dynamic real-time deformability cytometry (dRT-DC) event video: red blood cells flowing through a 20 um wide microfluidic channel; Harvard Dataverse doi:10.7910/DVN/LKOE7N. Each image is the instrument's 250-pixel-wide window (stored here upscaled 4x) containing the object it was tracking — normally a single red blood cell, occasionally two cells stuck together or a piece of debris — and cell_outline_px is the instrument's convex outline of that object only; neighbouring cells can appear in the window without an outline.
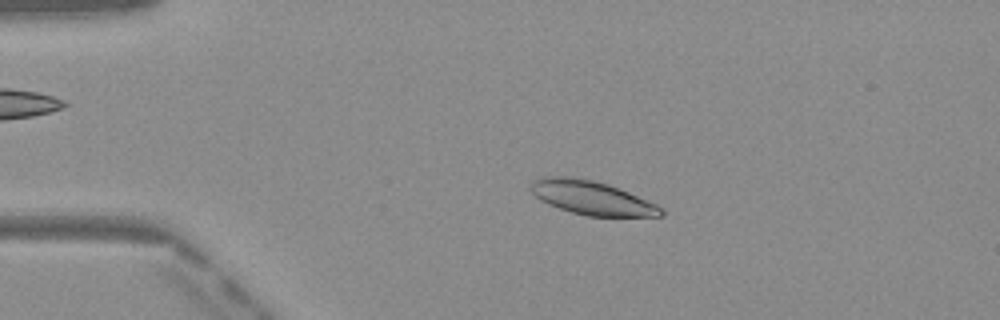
{"species": "Egyptian fruit bat (a non-hibernating species)", "species_latin": "Rousettus aegyptiacus", "temperature_condition": "warm", "stored_images_in_passage": 49, "camera_frame_rate_fps": 3000, "um_per_image_px": 0.085, "frame": {"image": 1, "passage_image": 10, "time_ms": 3.0, "image_size_px": [1000, 320], "cell_outline_px": [[664, 216], [588, 216], [572, 212], [548, 204], [540, 200], [528, 188], [532, 180], [544, 176], [568, 176], [592, 180], [608, 184], [628, 192], [656, 204], [664, 208]], "centroid_in_image_um": [50.27, 16.8], "position_along_channel_um": 34.7, "area_um2": 25.61}}
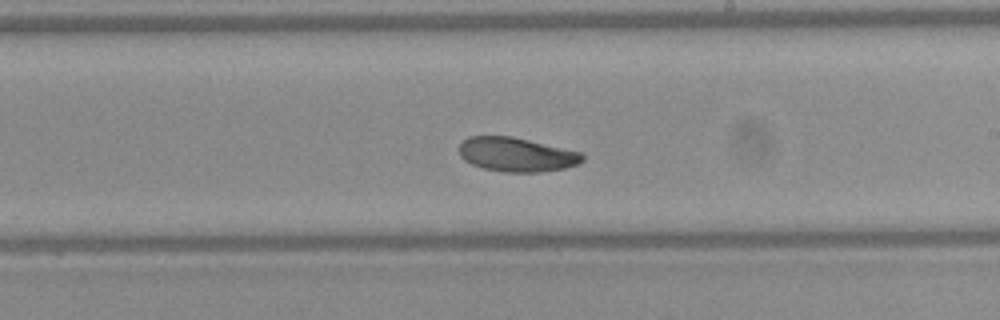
{"frame": {"image": 2, "passage_image": 29, "time_ms": 9.333, "image_size_px": [1000, 320], "cell_outline_px": [[584, 160], [580, 164], [564, 168], [540, 172], [504, 172], [484, 168], [472, 164], [464, 160], [460, 156], [460, 144], [468, 136], [512, 136], [584, 152]], "centroid_in_image_um": [43.95, 13.13], "position_along_channel_um": 245.0, "area_um2": 24.74}}
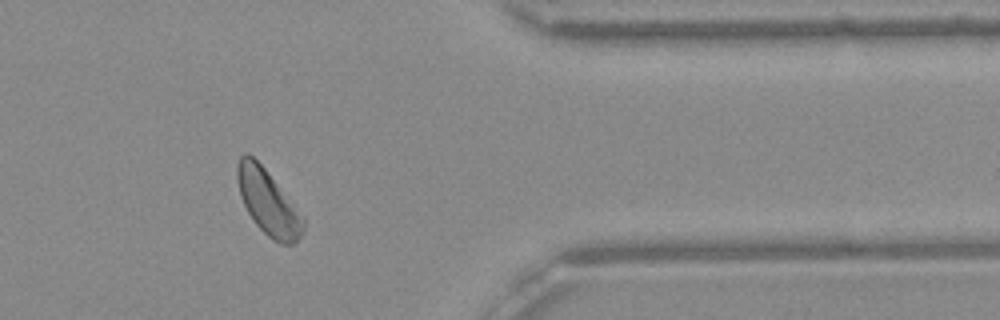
{"frame": {"image": 3, "passage_image": 41, "time_ms": 13.333, "image_size_px": [1000, 320], "cell_outline_px": [[304, 232], [292, 244], [280, 244], [272, 240], [256, 224], [248, 212], [240, 196], [236, 180], [236, 164], [240, 156], [244, 152], [248, 152], [264, 168], [304, 216]], "centroid_in_image_um": [22.77, 17.18], "position_along_channel_um": 388.6, "area_um2": 24.97}, "authors_computed_cell_mechanics": {"area_um2": 25.5476, "velocity_mm_per_s": 4.0414, "shape_relaxation_time_tau1_ms": 3.311, "shape_relaxation_time_tau2_ms": null, "deformation_change_tau1": 0.1058, "deformation_change_tau2": null}}